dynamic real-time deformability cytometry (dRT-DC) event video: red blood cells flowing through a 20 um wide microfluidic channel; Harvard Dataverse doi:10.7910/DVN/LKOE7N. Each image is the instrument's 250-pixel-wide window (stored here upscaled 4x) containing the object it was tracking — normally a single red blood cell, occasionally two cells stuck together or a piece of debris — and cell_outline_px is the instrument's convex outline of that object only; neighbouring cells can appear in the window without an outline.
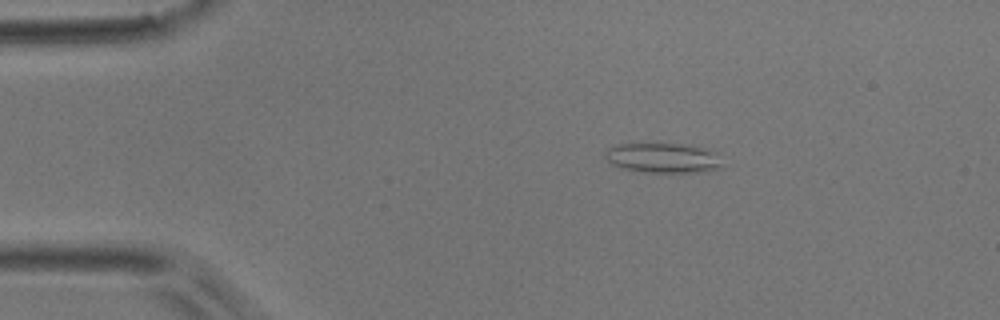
{"species": "common noctule bat (a hibernating species)", "species_latin": "Nyctalus noctula", "temperature_condition": "room temperature", "stored_images_in_passage": 9, "camera_frame_rate_fps": 3000, "um_per_image_px": 0.085, "animal": {"sex": "male", "body_mass_g": 17.9}, "frame": {"image": 1, "passage_image": 2, "time_ms": 0.333, "image_size_px": [1000, 320], "cell_outline_px": [[720, 168], [704, 172], [648, 172], [624, 168], [612, 164], [604, 156], [604, 152], [608, 148], [620, 144], [656, 140], [688, 144], [704, 148], [716, 152], [720, 164]], "centroid_in_image_um": [56.33, 13.36], "position_along_channel_um": 28.7, "area_um2": 21.15}}